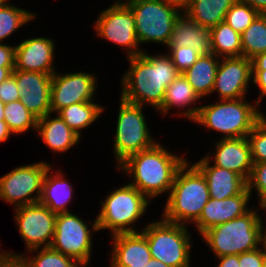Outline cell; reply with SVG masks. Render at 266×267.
I'll list each match as a JSON object with an SVG mask.
<instances>
[{
    "mask_svg": "<svg viewBox=\"0 0 266 267\" xmlns=\"http://www.w3.org/2000/svg\"><path fill=\"white\" fill-rule=\"evenodd\" d=\"M120 100L114 138V154L118 166L129 156L156 143L147 128L143 106L129 103L122 98Z\"/></svg>",
    "mask_w": 266,
    "mask_h": 267,
    "instance_id": "9c48e42d",
    "label": "cell"
},
{
    "mask_svg": "<svg viewBox=\"0 0 266 267\" xmlns=\"http://www.w3.org/2000/svg\"><path fill=\"white\" fill-rule=\"evenodd\" d=\"M86 224L71 212L57 214L50 245L52 249L75 259L83 267L89 263L93 245L91 231Z\"/></svg>",
    "mask_w": 266,
    "mask_h": 267,
    "instance_id": "8fae6325",
    "label": "cell"
},
{
    "mask_svg": "<svg viewBox=\"0 0 266 267\" xmlns=\"http://www.w3.org/2000/svg\"><path fill=\"white\" fill-rule=\"evenodd\" d=\"M201 236L216 257L253 251L261 244L257 210L250 209L242 216L208 229Z\"/></svg>",
    "mask_w": 266,
    "mask_h": 267,
    "instance_id": "5b68a950",
    "label": "cell"
},
{
    "mask_svg": "<svg viewBox=\"0 0 266 267\" xmlns=\"http://www.w3.org/2000/svg\"><path fill=\"white\" fill-rule=\"evenodd\" d=\"M253 83L258 86L261 91L259 100L261 102L262 97L266 95V70H253L252 73Z\"/></svg>",
    "mask_w": 266,
    "mask_h": 267,
    "instance_id": "60d3db41",
    "label": "cell"
},
{
    "mask_svg": "<svg viewBox=\"0 0 266 267\" xmlns=\"http://www.w3.org/2000/svg\"><path fill=\"white\" fill-rule=\"evenodd\" d=\"M167 46H188L201 55H206L211 53V29L182 13L174 24Z\"/></svg>",
    "mask_w": 266,
    "mask_h": 267,
    "instance_id": "7402d4cb",
    "label": "cell"
},
{
    "mask_svg": "<svg viewBox=\"0 0 266 267\" xmlns=\"http://www.w3.org/2000/svg\"><path fill=\"white\" fill-rule=\"evenodd\" d=\"M11 133L7 123L4 120H0V143L6 141Z\"/></svg>",
    "mask_w": 266,
    "mask_h": 267,
    "instance_id": "bcb514c9",
    "label": "cell"
},
{
    "mask_svg": "<svg viewBox=\"0 0 266 267\" xmlns=\"http://www.w3.org/2000/svg\"><path fill=\"white\" fill-rule=\"evenodd\" d=\"M199 98V95L188 83L186 77L180 73L166 88L163 103L158 111L165 115L169 112L170 108H186L191 104H195Z\"/></svg>",
    "mask_w": 266,
    "mask_h": 267,
    "instance_id": "f1b7e54d",
    "label": "cell"
},
{
    "mask_svg": "<svg viewBox=\"0 0 266 267\" xmlns=\"http://www.w3.org/2000/svg\"><path fill=\"white\" fill-rule=\"evenodd\" d=\"M125 4L134 15L139 44L152 41L168 45L182 8L165 0H128Z\"/></svg>",
    "mask_w": 266,
    "mask_h": 267,
    "instance_id": "52a82bcc",
    "label": "cell"
},
{
    "mask_svg": "<svg viewBox=\"0 0 266 267\" xmlns=\"http://www.w3.org/2000/svg\"><path fill=\"white\" fill-rule=\"evenodd\" d=\"M54 41L47 37L30 38L15 46L14 70L54 74Z\"/></svg>",
    "mask_w": 266,
    "mask_h": 267,
    "instance_id": "ac0fdd59",
    "label": "cell"
},
{
    "mask_svg": "<svg viewBox=\"0 0 266 267\" xmlns=\"http://www.w3.org/2000/svg\"><path fill=\"white\" fill-rule=\"evenodd\" d=\"M148 204L149 199L128 183L110 192L105 201H101L102 208L93 222L92 230L110 229L112 235L138 232L131 224L141 218Z\"/></svg>",
    "mask_w": 266,
    "mask_h": 267,
    "instance_id": "8992f818",
    "label": "cell"
},
{
    "mask_svg": "<svg viewBox=\"0 0 266 267\" xmlns=\"http://www.w3.org/2000/svg\"><path fill=\"white\" fill-rule=\"evenodd\" d=\"M210 155L207 154L194 165L202 172L207 184L210 198L226 199L242 193L247 188V181L235 172L210 164Z\"/></svg>",
    "mask_w": 266,
    "mask_h": 267,
    "instance_id": "44dd1931",
    "label": "cell"
},
{
    "mask_svg": "<svg viewBox=\"0 0 266 267\" xmlns=\"http://www.w3.org/2000/svg\"><path fill=\"white\" fill-rule=\"evenodd\" d=\"M50 114L38 119V134L52 151L65 152L79 142L80 136L58 114L54 118Z\"/></svg>",
    "mask_w": 266,
    "mask_h": 267,
    "instance_id": "603a6c76",
    "label": "cell"
},
{
    "mask_svg": "<svg viewBox=\"0 0 266 267\" xmlns=\"http://www.w3.org/2000/svg\"><path fill=\"white\" fill-rule=\"evenodd\" d=\"M128 59L130 69L122 78L120 98L141 106L147 103L158 110L163 103L166 88L180 72L167 54L151 56L143 52Z\"/></svg>",
    "mask_w": 266,
    "mask_h": 267,
    "instance_id": "6da1fadb",
    "label": "cell"
},
{
    "mask_svg": "<svg viewBox=\"0 0 266 267\" xmlns=\"http://www.w3.org/2000/svg\"><path fill=\"white\" fill-rule=\"evenodd\" d=\"M0 100L3 103L20 100L15 77L12 74L0 83Z\"/></svg>",
    "mask_w": 266,
    "mask_h": 267,
    "instance_id": "f35d334b",
    "label": "cell"
},
{
    "mask_svg": "<svg viewBox=\"0 0 266 267\" xmlns=\"http://www.w3.org/2000/svg\"><path fill=\"white\" fill-rule=\"evenodd\" d=\"M242 56L252 60L266 52V14H259L241 34Z\"/></svg>",
    "mask_w": 266,
    "mask_h": 267,
    "instance_id": "f546056e",
    "label": "cell"
},
{
    "mask_svg": "<svg viewBox=\"0 0 266 267\" xmlns=\"http://www.w3.org/2000/svg\"><path fill=\"white\" fill-rule=\"evenodd\" d=\"M4 121L12 134H22L31 127L37 130L38 118L20 100L5 103Z\"/></svg>",
    "mask_w": 266,
    "mask_h": 267,
    "instance_id": "4dcf8cb0",
    "label": "cell"
},
{
    "mask_svg": "<svg viewBox=\"0 0 266 267\" xmlns=\"http://www.w3.org/2000/svg\"><path fill=\"white\" fill-rule=\"evenodd\" d=\"M258 15L249 4L237 0L227 11L224 21L234 31L242 34Z\"/></svg>",
    "mask_w": 266,
    "mask_h": 267,
    "instance_id": "836d02e7",
    "label": "cell"
},
{
    "mask_svg": "<svg viewBox=\"0 0 266 267\" xmlns=\"http://www.w3.org/2000/svg\"><path fill=\"white\" fill-rule=\"evenodd\" d=\"M4 107L5 103L0 100V120H4Z\"/></svg>",
    "mask_w": 266,
    "mask_h": 267,
    "instance_id": "816d5d0a",
    "label": "cell"
},
{
    "mask_svg": "<svg viewBox=\"0 0 266 267\" xmlns=\"http://www.w3.org/2000/svg\"><path fill=\"white\" fill-rule=\"evenodd\" d=\"M145 267H171L157 259L151 258Z\"/></svg>",
    "mask_w": 266,
    "mask_h": 267,
    "instance_id": "681fc988",
    "label": "cell"
},
{
    "mask_svg": "<svg viewBox=\"0 0 266 267\" xmlns=\"http://www.w3.org/2000/svg\"><path fill=\"white\" fill-rule=\"evenodd\" d=\"M219 57L214 53L200 55L197 61L182 73L200 99L212 93L216 72L219 66Z\"/></svg>",
    "mask_w": 266,
    "mask_h": 267,
    "instance_id": "d4e9b609",
    "label": "cell"
},
{
    "mask_svg": "<svg viewBox=\"0 0 266 267\" xmlns=\"http://www.w3.org/2000/svg\"><path fill=\"white\" fill-rule=\"evenodd\" d=\"M8 3V0H0V6H4Z\"/></svg>",
    "mask_w": 266,
    "mask_h": 267,
    "instance_id": "f5cc1de1",
    "label": "cell"
},
{
    "mask_svg": "<svg viewBox=\"0 0 266 267\" xmlns=\"http://www.w3.org/2000/svg\"><path fill=\"white\" fill-rule=\"evenodd\" d=\"M253 163L266 161V117L247 135Z\"/></svg>",
    "mask_w": 266,
    "mask_h": 267,
    "instance_id": "e575fe53",
    "label": "cell"
},
{
    "mask_svg": "<svg viewBox=\"0 0 266 267\" xmlns=\"http://www.w3.org/2000/svg\"><path fill=\"white\" fill-rule=\"evenodd\" d=\"M47 162L19 166L0 177V198L16 207L40 201ZM37 195L33 196V193ZM31 195V196H30Z\"/></svg>",
    "mask_w": 266,
    "mask_h": 267,
    "instance_id": "30bf717a",
    "label": "cell"
},
{
    "mask_svg": "<svg viewBox=\"0 0 266 267\" xmlns=\"http://www.w3.org/2000/svg\"><path fill=\"white\" fill-rule=\"evenodd\" d=\"M211 53L219 59L242 56L241 34L234 31L225 21L220 22L211 28Z\"/></svg>",
    "mask_w": 266,
    "mask_h": 267,
    "instance_id": "83f0119b",
    "label": "cell"
},
{
    "mask_svg": "<svg viewBox=\"0 0 266 267\" xmlns=\"http://www.w3.org/2000/svg\"><path fill=\"white\" fill-rule=\"evenodd\" d=\"M15 67L0 66V83L6 80L13 72Z\"/></svg>",
    "mask_w": 266,
    "mask_h": 267,
    "instance_id": "c3c4849f",
    "label": "cell"
},
{
    "mask_svg": "<svg viewBox=\"0 0 266 267\" xmlns=\"http://www.w3.org/2000/svg\"><path fill=\"white\" fill-rule=\"evenodd\" d=\"M252 73V60L244 56L220 58L212 92L221 100L245 98Z\"/></svg>",
    "mask_w": 266,
    "mask_h": 267,
    "instance_id": "9a60e30c",
    "label": "cell"
},
{
    "mask_svg": "<svg viewBox=\"0 0 266 267\" xmlns=\"http://www.w3.org/2000/svg\"><path fill=\"white\" fill-rule=\"evenodd\" d=\"M254 105L245 102L243 98L233 100H221L216 104L191 107L182 115L197 122L209 130L221 132L223 138H242L265 117Z\"/></svg>",
    "mask_w": 266,
    "mask_h": 267,
    "instance_id": "3957f363",
    "label": "cell"
},
{
    "mask_svg": "<svg viewBox=\"0 0 266 267\" xmlns=\"http://www.w3.org/2000/svg\"><path fill=\"white\" fill-rule=\"evenodd\" d=\"M219 259L220 263L218 264V267H239L238 262V255H225L221 257H217Z\"/></svg>",
    "mask_w": 266,
    "mask_h": 267,
    "instance_id": "7bdbcfd3",
    "label": "cell"
},
{
    "mask_svg": "<svg viewBox=\"0 0 266 267\" xmlns=\"http://www.w3.org/2000/svg\"><path fill=\"white\" fill-rule=\"evenodd\" d=\"M184 224L160 221L142 229L146 236L151 258L171 267H190V235Z\"/></svg>",
    "mask_w": 266,
    "mask_h": 267,
    "instance_id": "ba28073f",
    "label": "cell"
},
{
    "mask_svg": "<svg viewBox=\"0 0 266 267\" xmlns=\"http://www.w3.org/2000/svg\"><path fill=\"white\" fill-rule=\"evenodd\" d=\"M170 50L169 56L171 57L173 64L176 66L180 73H184L190 68L200 57L194 48L188 46H167Z\"/></svg>",
    "mask_w": 266,
    "mask_h": 267,
    "instance_id": "d590c367",
    "label": "cell"
},
{
    "mask_svg": "<svg viewBox=\"0 0 266 267\" xmlns=\"http://www.w3.org/2000/svg\"><path fill=\"white\" fill-rule=\"evenodd\" d=\"M0 267H28L21 257H12L0 252Z\"/></svg>",
    "mask_w": 266,
    "mask_h": 267,
    "instance_id": "b9f144b4",
    "label": "cell"
},
{
    "mask_svg": "<svg viewBox=\"0 0 266 267\" xmlns=\"http://www.w3.org/2000/svg\"><path fill=\"white\" fill-rule=\"evenodd\" d=\"M103 110L104 108L99 104L93 101H86L64 107L56 114H58L77 135L81 136L80 130L93 124Z\"/></svg>",
    "mask_w": 266,
    "mask_h": 267,
    "instance_id": "4316f807",
    "label": "cell"
},
{
    "mask_svg": "<svg viewBox=\"0 0 266 267\" xmlns=\"http://www.w3.org/2000/svg\"><path fill=\"white\" fill-rule=\"evenodd\" d=\"M94 76L82 71L60 75L56 71L51 81V114L72 104L92 101L97 88Z\"/></svg>",
    "mask_w": 266,
    "mask_h": 267,
    "instance_id": "5bb4252c",
    "label": "cell"
},
{
    "mask_svg": "<svg viewBox=\"0 0 266 267\" xmlns=\"http://www.w3.org/2000/svg\"><path fill=\"white\" fill-rule=\"evenodd\" d=\"M167 2L173 3L177 6H179L180 8L184 9L190 0H165Z\"/></svg>",
    "mask_w": 266,
    "mask_h": 267,
    "instance_id": "f907efd6",
    "label": "cell"
},
{
    "mask_svg": "<svg viewBox=\"0 0 266 267\" xmlns=\"http://www.w3.org/2000/svg\"><path fill=\"white\" fill-rule=\"evenodd\" d=\"M15 210V223L26 243L27 251H37L41 246L50 247L57 214L40 202L19 206Z\"/></svg>",
    "mask_w": 266,
    "mask_h": 267,
    "instance_id": "4fadbf2b",
    "label": "cell"
},
{
    "mask_svg": "<svg viewBox=\"0 0 266 267\" xmlns=\"http://www.w3.org/2000/svg\"><path fill=\"white\" fill-rule=\"evenodd\" d=\"M186 160L178 169L165 205L163 219L184 224L195 222L210 199L208 184L202 172ZM189 166V167H188Z\"/></svg>",
    "mask_w": 266,
    "mask_h": 267,
    "instance_id": "277c9868",
    "label": "cell"
},
{
    "mask_svg": "<svg viewBox=\"0 0 266 267\" xmlns=\"http://www.w3.org/2000/svg\"><path fill=\"white\" fill-rule=\"evenodd\" d=\"M237 0H190L183 9L192 20L207 28L224 21L227 11Z\"/></svg>",
    "mask_w": 266,
    "mask_h": 267,
    "instance_id": "484cf974",
    "label": "cell"
},
{
    "mask_svg": "<svg viewBox=\"0 0 266 267\" xmlns=\"http://www.w3.org/2000/svg\"><path fill=\"white\" fill-rule=\"evenodd\" d=\"M214 166L237 173L248 181L253 161L247 137L223 138L216 143Z\"/></svg>",
    "mask_w": 266,
    "mask_h": 267,
    "instance_id": "ffe728a7",
    "label": "cell"
},
{
    "mask_svg": "<svg viewBox=\"0 0 266 267\" xmlns=\"http://www.w3.org/2000/svg\"><path fill=\"white\" fill-rule=\"evenodd\" d=\"M20 101L38 119L51 113V81L53 74L13 70Z\"/></svg>",
    "mask_w": 266,
    "mask_h": 267,
    "instance_id": "2e32d148",
    "label": "cell"
},
{
    "mask_svg": "<svg viewBox=\"0 0 266 267\" xmlns=\"http://www.w3.org/2000/svg\"><path fill=\"white\" fill-rule=\"evenodd\" d=\"M35 14L9 3L0 6V42L12 35L22 25L35 18Z\"/></svg>",
    "mask_w": 266,
    "mask_h": 267,
    "instance_id": "d6a6232c",
    "label": "cell"
},
{
    "mask_svg": "<svg viewBox=\"0 0 266 267\" xmlns=\"http://www.w3.org/2000/svg\"><path fill=\"white\" fill-rule=\"evenodd\" d=\"M257 248L250 252L238 255L239 267H265L266 266V247Z\"/></svg>",
    "mask_w": 266,
    "mask_h": 267,
    "instance_id": "74e56055",
    "label": "cell"
},
{
    "mask_svg": "<svg viewBox=\"0 0 266 267\" xmlns=\"http://www.w3.org/2000/svg\"><path fill=\"white\" fill-rule=\"evenodd\" d=\"M251 195V192L246 188L242 193L226 199L210 198L200 217L194 222L198 232L202 235L216 225L226 223L247 213L251 209L247 207Z\"/></svg>",
    "mask_w": 266,
    "mask_h": 267,
    "instance_id": "e0dca14e",
    "label": "cell"
},
{
    "mask_svg": "<svg viewBox=\"0 0 266 267\" xmlns=\"http://www.w3.org/2000/svg\"><path fill=\"white\" fill-rule=\"evenodd\" d=\"M111 267H145L151 259L146 236L141 232L112 235Z\"/></svg>",
    "mask_w": 266,
    "mask_h": 267,
    "instance_id": "d6986e66",
    "label": "cell"
},
{
    "mask_svg": "<svg viewBox=\"0 0 266 267\" xmlns=\"http://www.w3.org/2000/svg\"><path fill=\"white\" fill-rule=\"evenodd\" d=\"M249 4L259 14H266V0H239Z\"/></svg>",
    "mask_w": 266,
    "mask_h": 267,
    "instance_id": "ee69618b",
    "label": "cell"
},
{
    "mask_svg": "<svg viewBox=\"0 0 266 267\" xmlns=\"http://www.w3.org/2000/svg\"><path fill=\"white\" fill-rule=\"evenodd\" d=\"M252 188L257 189L259 201H266V161L253 163L250 177L247 181V189L252 192Z\"/></svg>",
    "mask_w": 266,
    "mask_h": 267,
    "instance_id": "8d00e7d4",
    "label": "cell"
},
{
    "mask_svg": "<svg viewBox=\"0 0 266 267\" xmlns=\"http://www.w3.org/2000/svg\"><path fill=\"white\" fill-rule=\"evenodd\" d=\"M12 252H2V254L21 257L28 267H83L75 259L68 257L51 247H43L35 257H26L23 254H11ZM30 257V258H29Z\"/></svg>",
    "mask_w": 266,
    "mask_h": 267,
    "instance_id": "1f68e13d",
    "label": "cell"
},
{
    "mask_svg": "<svg viewBox=\"0 0 266 267\" xmlns=\"http://www.w3.org/2000/svg\"><path fill=\"white\" fill-rule=\"evenodd\" d=\"M0 66L15 67V46L0 43Z\"/></svg>",
    "mask_w": 266,
    "mask_h": 267,
    "instance_id": "ab89813d",
    "label": "cell"
},
{
    "mask_svg": "<svg viewBox=\"0 0 266 267\" xmlns=\"http://www.w3.org/2000/svg\"><path fill=\"white\" fill-rule=\"evenodd\" d=\"M186 159L171 154L160 143L129 156L117 168L133 176L130 185L148 199L170 191L178 169Z\"/></svg>",
    "mask_w": 266,
    "mask_h": 267,
    "instance_id": "7a4b0ae2",
    "label": "cell"
},
{
    "mask_svg": "<svg viewBox=\"0 0 266 267\" xmlns=\"http://www.w3.org/2000/svg\"><path fill=\"white\" fill-rule=\"evenodd\" d=\"M51 168L48 169L43 180L40 203L48 207L53 213H68L67 205L72 198V185L63 179L60 171L55 175H50Z\"/></svg>",
    "mask_w": 266,
    "mask_h": 267,
    "instance_id": "cb8c5ba5",
    "label": "cell"
},
{
    "mask_svg": "<svg viewBox=\"0 0 266 267\" xmlns=\"http://www.w3.org/2000/svg\"><path fill=\"white\" fill-rule=\"evenodd\" d=\"M253 70H266V52L258 54L252 59Z\"/></svg>",
    "mask_w": 266,
    "mask_h": 267,
    "instance_id": "f6af8a7d",
    "label": "cell"
},
{
    "mask_svg": "<svg viewBox=\"0 0 266 267\" xmlns=\"http://www.w3.org/2000/svg\"><path fill=\"white\" fill-rule=\"evenodd\" d=\"M123 0H118L116 3H123ZM126 1V0H125ZM128 1V0H127Z\"/></svg>",
    "mask_w": 266,
    "mask_h": 267,
    "instance_id": "db71d44e",
    "label": "cell"
},
{
    "mask_svg": "<svg viewBox=\"0 0 266 267\" xmlns=\"http://www.w3.org/2000/svg\"><path fill=\"white\" fill-rule=\"evenodd\" d=\"M260 208L265 209L266 211V201L260 202ZM262 218L259 216V225H260V239H261V245L266 247V228L264 229ZM265 230V231H263Z\"/></svg>",
    "mask_w": 266,
    "mask_h": 267,
    "instance_id": "7dc6e473",
    "label": "cell"
},
{
    "mask_svg": "<svg viewBox=\"0 0 266 267\" xmlns=\"http://www.w3.org/2000/svg\"><path fill=\"white\" fill-rule=\"evenodd\" d=\"M94 26L97 36L127 48L128 57L144 52L137 48L140 44L137 40L135 18L125 2L114 3L103 10Z\"/></svg>",
    "mask_w": 266,
    "mask_h": 267,
    "instance_id": "7c38bea8",
    "label": "cell"
}]
</instances>
